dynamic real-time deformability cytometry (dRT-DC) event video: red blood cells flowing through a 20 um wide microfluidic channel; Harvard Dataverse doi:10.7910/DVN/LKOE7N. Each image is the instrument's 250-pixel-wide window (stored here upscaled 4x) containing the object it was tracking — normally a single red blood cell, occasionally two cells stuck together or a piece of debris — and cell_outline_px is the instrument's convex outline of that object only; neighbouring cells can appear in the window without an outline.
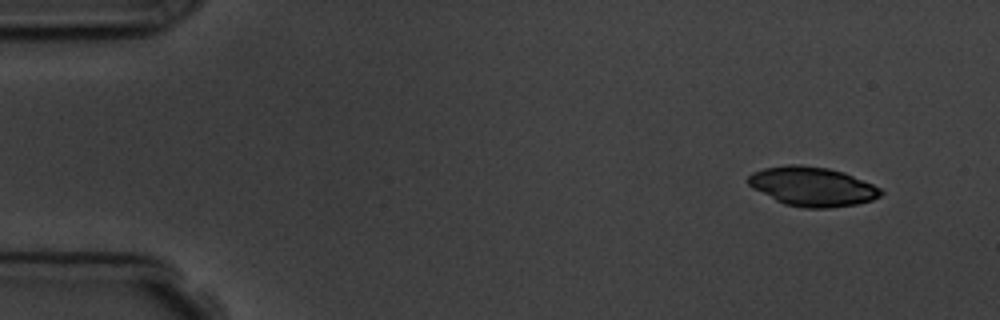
{"species": "common noctule bat (a hibernating species)", "species_latin": "Nyctalus noctula", "temperature_condition": "room temperature", "stored_images_in_passage": 3, "camera_frame_rate_fps": 3000, "um_per_image_px": 0.085, "animal": {"sex": "male", "body_mass_g": 19.5, "forearm_length_mm": 54.6}, "frame": {"image": 1, "passage_image": 1, "time_ms": 0.0, "image_size_px": [1000, 320], "cell_outline_px": [[884, 192], [880, 196], [872, 200], [856, 204], [828, 208], [804, 208], [784, 204], [752, 188], [748, 184], [748, 176], [752, 172], [764, 168], [788, 164], [800, 164], [828, 168], [844, 172], [872, 184], [880, 188]], "centroid_in_image_um": [69.03, 15.85], "position_along_channel_um": 16.0, "area_um2": 30.35}}